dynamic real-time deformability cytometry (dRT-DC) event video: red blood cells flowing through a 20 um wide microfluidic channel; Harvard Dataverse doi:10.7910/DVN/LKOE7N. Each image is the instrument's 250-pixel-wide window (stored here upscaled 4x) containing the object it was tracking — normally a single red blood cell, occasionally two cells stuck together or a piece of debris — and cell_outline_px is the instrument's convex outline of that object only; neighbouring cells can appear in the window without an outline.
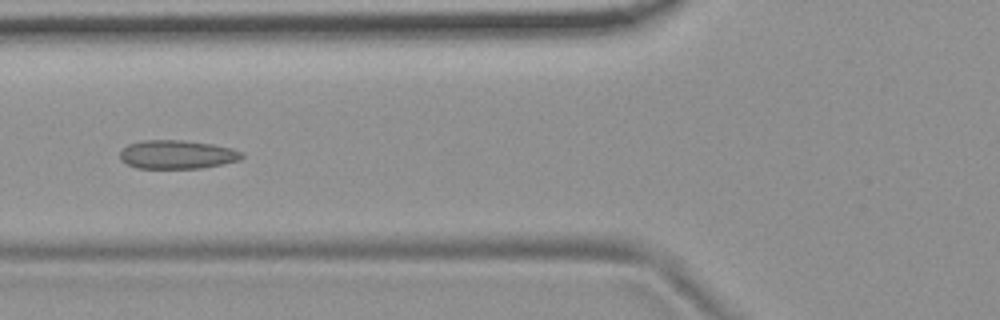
{"species": "common noctule bat (a hibernating species)", "species_latin": "Nyctalus noctula", "temperature_condition": "room temperature", "stored_images_in_passage": 54, "camera_frame_rate_fps": 3000, "um_per_image_px": 0.085, "animal": {"sex": "female", "body_mass_g": 19.9}, "frame": {"image": 1, "passage_image": 21, "time_ms": 6.667, "image_size_px": [1000, 320], "cell_outline_px": [[244, 156], [240, 160], [224, 164], [200, 168], [136, 168], [120, 160], [120, 152], [128, 144], [144, 140], [180, 140], [212, 144], [232, 148], [244, 152]], "centroid_in_image_um": [15.08, 13.13], "position_along_channel_um": 110.7, "area_um2": 20.4}}
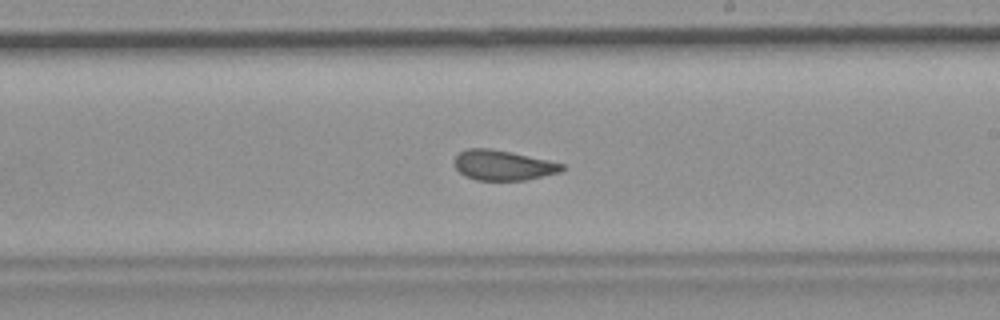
{"frame": {"image": 2, "passage_image": 32, "time_ms": 10.333, "image_size_px": [1000, 320], "cell_outline_px": [[564, 168], [560, 172], [524, 180], [476, 180], [464, 176], [456, 168], [456, 156], [460, 152], [468, 148], [492, 148], [512, 152], [548, 160], [564, 164]], "centroid_in_image_um": [42.76, 14.04], "position_along_channel_um": 246.2, "area_um2": 18.73}}
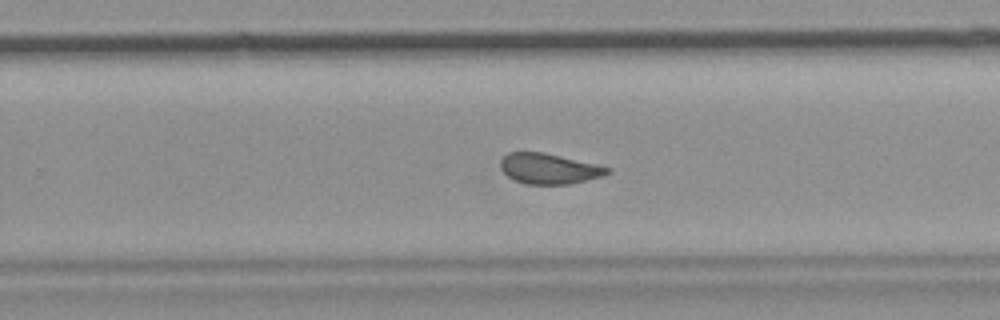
{"frame": {"image": 3, "passage_image": 35, "time_ms": 11.333, "image_size_px": [1000, 320], "cell_outline_px": [[612, 172], [604, 176], [572, 184], [524, 184], [508, 176], [500, 168], [500, 160], [508, 152], [544, 152], [596, 164], [612, 168]], "centroid_in_image_um": [46.7, 14.34], "position_along_channel_um": 283.1, "area_um2": 19.13}, "authors_computed_cell_mechanics": {"area_um2": 20.3745, "velocity_mm_per_s": 3.7052, "shape_relaxation_time_tau1_ms": null, "shape_relaxation_time_tau2_ms": 1.5143, "deformation_change_tau1": null, "deformation_change_tau2": 0.0806}}